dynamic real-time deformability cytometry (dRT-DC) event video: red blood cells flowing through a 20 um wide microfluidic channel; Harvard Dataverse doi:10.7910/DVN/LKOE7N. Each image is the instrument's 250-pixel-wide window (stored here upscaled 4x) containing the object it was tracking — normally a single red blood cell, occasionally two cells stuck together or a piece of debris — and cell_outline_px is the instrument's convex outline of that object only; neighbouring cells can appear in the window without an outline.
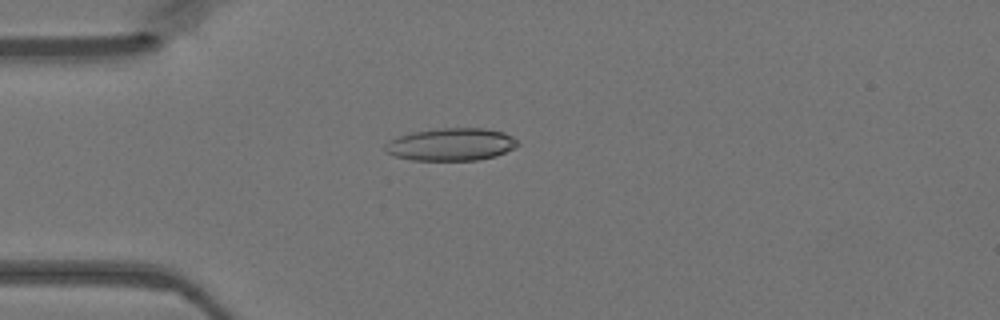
{"species": "Egyptian fruit bat (a non-hibernating species)", "species_latin": "Rousettus aegyptiacus", "temperature_condition": "warm", "stored_images_in_passage": 48, "camera_frame_rate_fps": 3000, "um_per_image_px": 0.085, "animal": {"sex": "female"}, "frame": {"image": 1, "passage_image": 13, "time_ms": 4.0, "image_size_px": [1000, 320], "cell_outline_px": [[520, 144], [496, 156], [476, 160], [412, 160], [396, 156], [384, 152], [384, 144], [388, 140], [412, 132], [440, 128], [484, 128], [504, 132], [512, 136]], "centroid_in_image_um": [38.32, 12.27], "position_along_channel_um": 46.7, "area_um2": 25.14}}
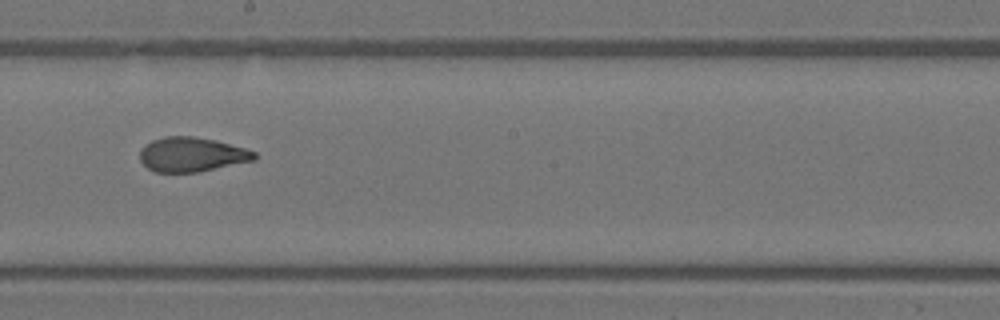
{"frame": {"image": 2, "passage_image": 27, "time_ms": 8.667, "image_size_px": [1000, 320], "cell_outline_px": [[256, 160], [196, 172], [156, 172], [148, 168], [140, 160], [140, 152], [152, 140], [164, 136], [192, 136], [216, 140], [244, 148], [256, 152]], "centroid_in_image_um": [16.32, 13.13], "position_along_channel_um": 231.9, "area_um2": 22.77}}
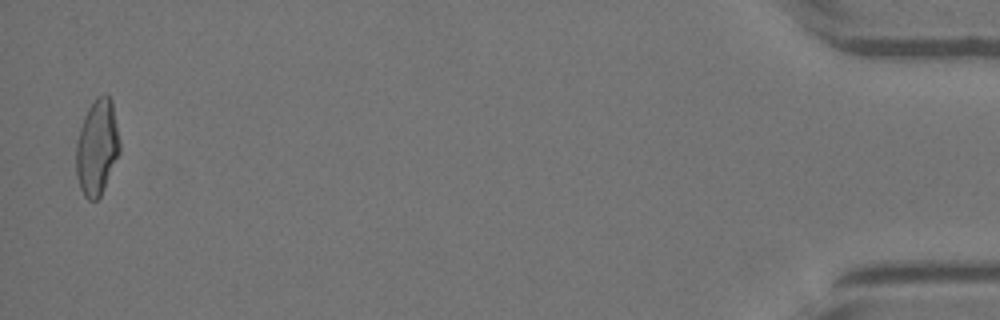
{"frame": {"image": 3, "passage_image": 47, "time_ms": 15.333, "image_size_px": [1000, 320], "cell_outline_px": [[120, 152], [104, 188], [100, 196], [96, 200], [88, 200], [84, 196], [80, 188], [76, 176], [76, 144], [80, 128], [84, 116], [88, 108], [96, 96], [108, 96], [112, 100], [120, 140]], "centroid_in_image_um": [8.25, 12.53], "position_along_channel_um": 427.0, "area_um2": 24.33}}